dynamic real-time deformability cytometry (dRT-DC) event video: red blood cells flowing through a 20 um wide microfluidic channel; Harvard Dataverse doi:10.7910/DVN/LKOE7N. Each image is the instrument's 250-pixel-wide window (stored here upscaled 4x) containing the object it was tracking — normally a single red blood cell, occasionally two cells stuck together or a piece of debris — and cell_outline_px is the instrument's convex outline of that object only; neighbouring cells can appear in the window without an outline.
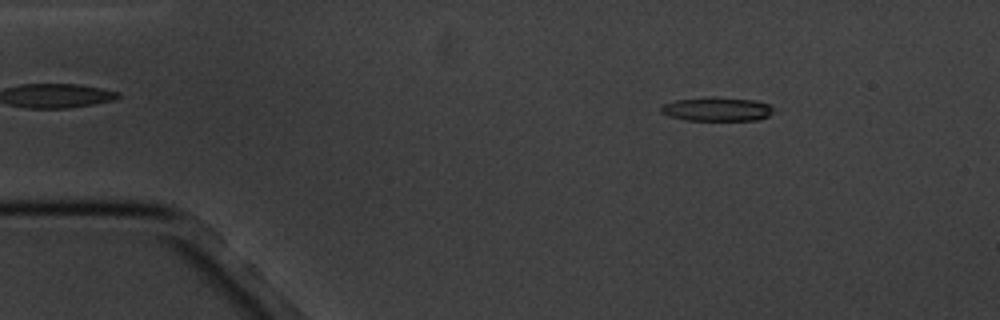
{"species": "common noctule bat (a hibernating species)", "species_latin": "Nyctalus noctula", "temperature_condition": "cold", "stored_images_in_passage": 4, "camera_frame_rate_fps": 3000, "um_per_image_px": 0.085, "animal": {"sex": "male", "body_mass_g": 20.1, "forearm_length_mm": 53.5}, "frame": {"image": 1, "passage_image": 2, "time_ms": 1.0, "image_size_px": [1000, 320], "cell_outline_px": [[772, 112], [768, 116], [756, 120], [688, 120], [668, 116], [660, 112], [660, 108], [664, 104], [676, 100], [712, 96], [756, 100], [768, 104], [772, 108]], "centroid_in_image_um": [60.92, 9.27], "position_along_channel_um": 24.1, "area_um2": 15.66}}